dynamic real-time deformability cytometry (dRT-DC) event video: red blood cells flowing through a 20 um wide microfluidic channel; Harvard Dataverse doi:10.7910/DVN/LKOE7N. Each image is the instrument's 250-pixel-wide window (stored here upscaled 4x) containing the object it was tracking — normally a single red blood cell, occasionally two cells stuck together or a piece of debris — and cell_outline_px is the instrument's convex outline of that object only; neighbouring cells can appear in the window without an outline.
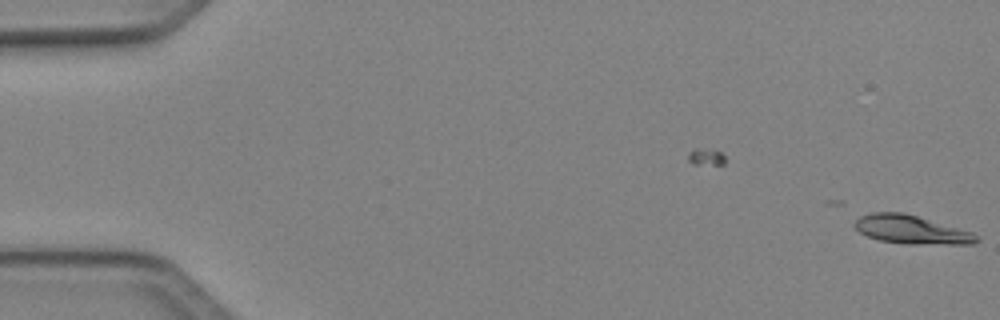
{"species": "Egyptian fruit bat (a non-hibernating species)", "species_latin": "Rousettus aegyptiacus", "temperature_condition": "cold", "stored_images_in_passage": 7, "camera_frame_rate_fps": 3000, "um_per_image_px": 0.085, "animal": {"sex": "female"}, "frame": {"image": 1, "passage_image": 7, "time_ms": 2.0, "image_size_px": [1000, 320], "cell_outline_px": [[980, 240], [976, 244], [904, 244], [880, 240], [868, 236], [860, 232], [852, 224], [860, 216], [872, 212], [904, 212], [972, 232], [980, 236]], "centroid_in_image_um": [77.49, 19.52], "position_along_channel_um": 7.5, "area_um2": 20.35}}